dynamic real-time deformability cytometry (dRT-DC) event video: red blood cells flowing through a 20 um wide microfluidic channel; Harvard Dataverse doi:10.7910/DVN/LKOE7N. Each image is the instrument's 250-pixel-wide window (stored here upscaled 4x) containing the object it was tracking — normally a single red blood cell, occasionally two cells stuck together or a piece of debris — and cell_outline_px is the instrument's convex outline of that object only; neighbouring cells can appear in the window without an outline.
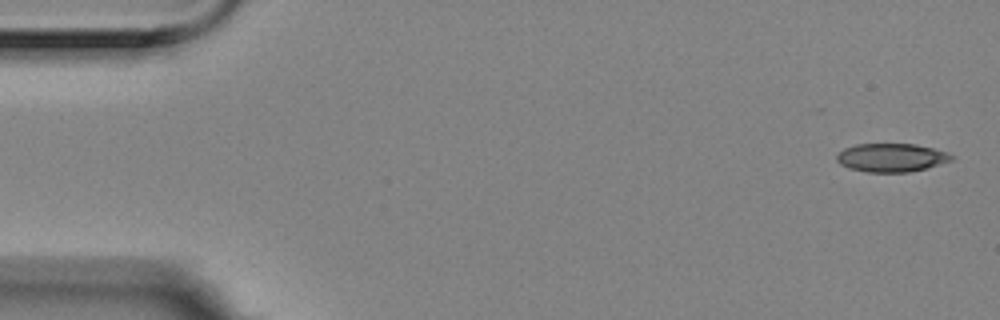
{"species": "Egyptian fruit bat (a non-hibernating species)", "species_latin": "Rousettus aegyptiacus", "temperature_condition": "room temperature", "stored_images_in_passage": 5, "camera_frame_rate_fps": 3000, "um_per_image_px": 0.085, "animal": {"sex": "female"}, "frame": {"image": 1, "passage_image": 1, "time_ms": 0.0, "image_size_px": [1000, 320], "cell_outline_px": [[956, 156], [952, 160], [928, 168], [908, 172], [868, 172], [848, 168], [840, 164], [836, 160], [836, 156], [844, 148], [856, 144], [916, 144], [948, 152]], "centroid_in_image_um": [75.79, 13.4], "position_along_channel_um": 9.2, "area_um2": 19.13}}
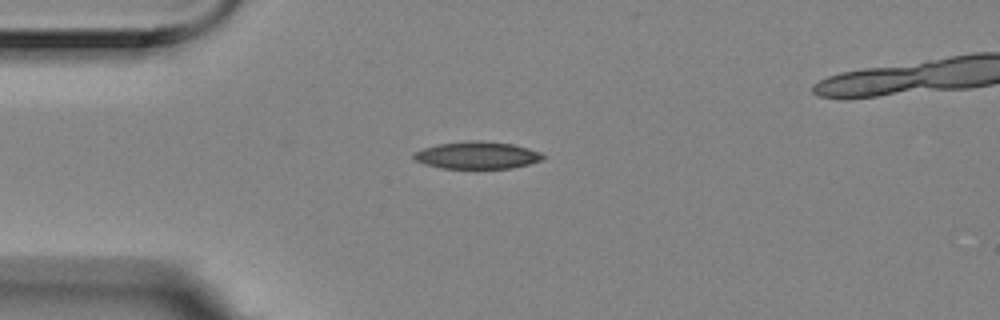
{"frame": {"image": 2, "passage_image": 4, "time_ms": 1.0, "image_size_px": [1000, 320], "cell_outline_px": [[548, 156], [544, 160], [512, 168], [440, 168], [424, 164], [416, 160], [412, 156], [412, 152], [436, 144], [468, 140], [480, 140], [512, 144], [528, 148], [540, 152]], "centroid_in_image_um": [40.56, 13.19], "position_along_channel_um": 44.4, "area_um2": 20.75}}